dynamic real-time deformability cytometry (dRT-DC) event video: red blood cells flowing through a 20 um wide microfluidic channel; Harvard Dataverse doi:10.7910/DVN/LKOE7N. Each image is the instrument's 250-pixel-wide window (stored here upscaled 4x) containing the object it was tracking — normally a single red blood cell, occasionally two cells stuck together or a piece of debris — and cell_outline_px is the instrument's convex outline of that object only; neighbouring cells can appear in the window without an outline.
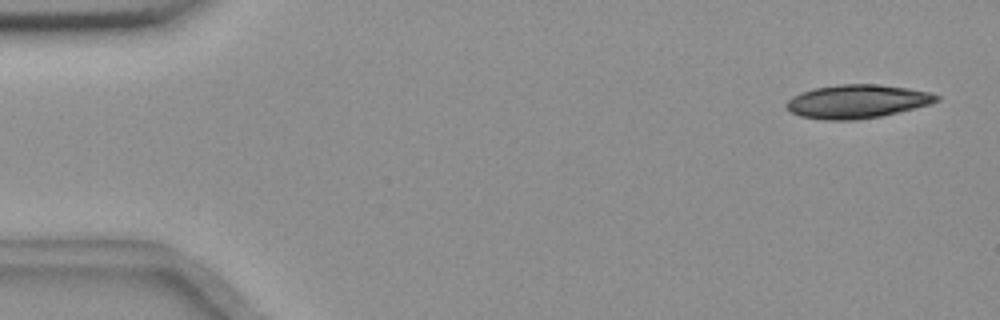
{"species": "common noctule bat (a hibernating species)", "species_latin": "Nyctalus noctula", "temperature_condition": "room temperature", "stored_images_in_passage": 55, "camera_frame_rate_fps": 3000, "um_per_image_px": 0.085, "animal": {"sex": "female", "body_mass_g": 18.4}, "frame": {"image": 1, "passage_image": 2, "time_ms": 0.333, "image_size_px": [1000, 320], "cell_outline_px": [[940, 100], [928, 104], [880, 116], [856, 120], [828, 120], [800, 116], [792, 112], [784, 104], [792, 96], [816, 88], [840, 84], [880, 84], [908, 88], [928, 92], [940, 96]], "centroid_in_image_um": [72.85, 8.62], "position_along_channel_um": 12.2, "area_um2": 28.96}}
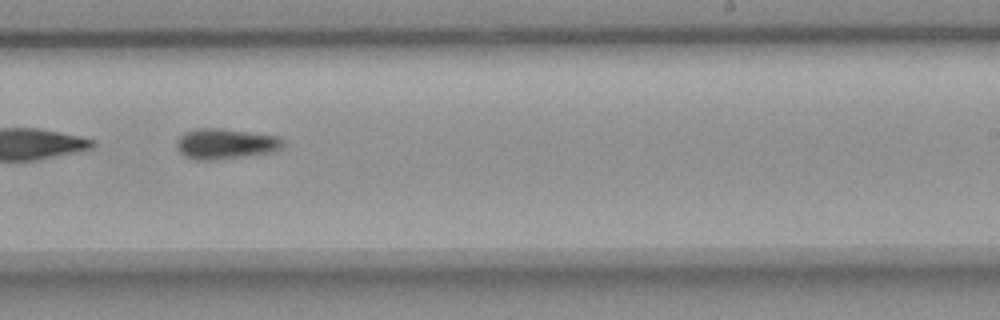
{"frame": {"image": 2, "passage_image": 34, "time_ms": 11.0, "image_size_px": [1000, 320], "cell_outline_px": [[284, 148], [276, 152], [216, 160], [196, 160], [184, 156], [176, 148], [176, 140], [184, 132], [196, 128], [220, 128], [276, 136], [284, 140]], "centroid_in_image_um": [19.17, 12.23], "position_along_channel_um": 269.8, "area_um2": 19.19}}
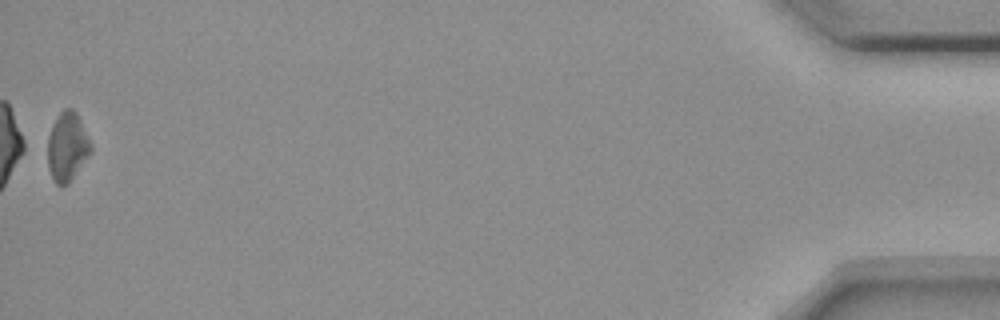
{"frame": {"image": 3, "passage_image": 55, "time_ms": 18.0, "image_size_px": [1000, 320], "cell_outline_px": [[92, 148], [88, 156], [68, 184], [56, 184], [48, 168], [48, 136], [52, 124], [56, 116], [64, 108], [72, 108], [76, 112], [92, 144]], "centroid_in_image_um": [5.71, 12.43], "position_along_channel_um": 429.5, "area_um2": 17.17}, "authors_computed_cell_mechanics": {"area_um2": 18.6694, "velocity_mm_per_s": 3.6283, "shape_relaxation_time_tau1_ms": 4.1827, "shape_relaxation_time_tau2_ms": null, "deformation_change_tau1": 0.0977, "deformation_change_tau2": null}}